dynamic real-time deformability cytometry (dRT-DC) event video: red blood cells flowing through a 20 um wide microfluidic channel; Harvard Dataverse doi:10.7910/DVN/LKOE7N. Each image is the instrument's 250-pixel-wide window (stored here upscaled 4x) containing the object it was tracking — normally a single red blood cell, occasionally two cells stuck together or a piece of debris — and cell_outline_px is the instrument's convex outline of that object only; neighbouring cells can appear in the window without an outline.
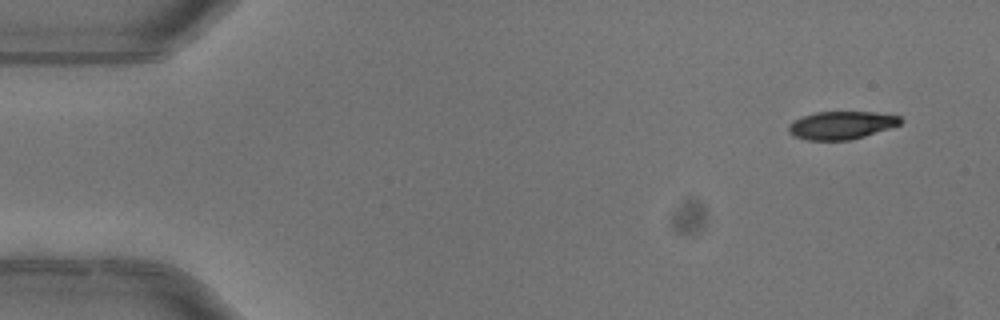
{"species": "common noctule bat (a hibernating species)", "species_latin": "Nyctalus noctula", "temperature_condition": "warm", "stored_images_in_passage": 4, "camera_frame_rate_fps": 3000, "um_per_image_px": 0.085, "animal": {"sex": "female"}, "frame": {"image": 1, "passage_image": 1, "time_ms": 0.0, "image_size_px": [1000, 320], "cell_outline_px": [[904, 120], [900, 124], [864, 136], [848, 140], [808, 140], [792, 136], [788, 132], [788, 124], [792, 120], [816, 112], [876, 112], [900, 116]], "centroid_in_image_um": [71.48, 10.64], "position_along_channel_um": 13.5, "area_um2": 18.21}}
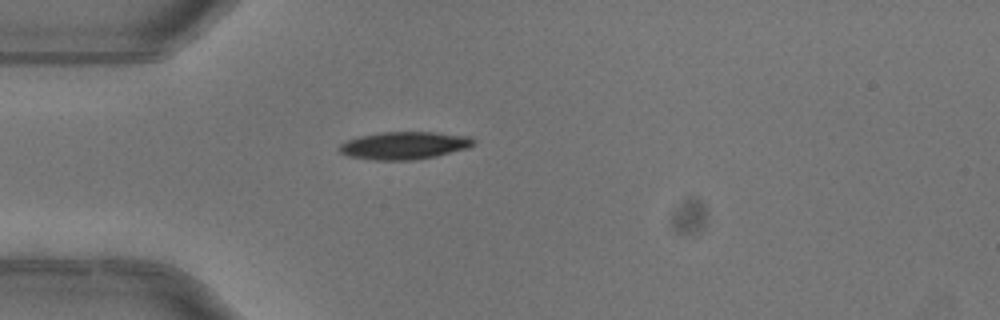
{"frame": {"image": 2, "passage_image": 4, "time_ms": 1.0, "image_size_px": [1000, 320], "cell_outline_px": [[476, 144], [468, 148], [436, 156], [412, 160], [376, 160], [348, 156], [340, 152], [336, 148], [340, 144], [348, 140], [360, 136], [380, 132], [436, 132], [468, 136], [476, 140]], "centroid_in_image_um": [34.37, 12.36], "position_along_channel_um": 50.6, "area_um2": 21.68}}